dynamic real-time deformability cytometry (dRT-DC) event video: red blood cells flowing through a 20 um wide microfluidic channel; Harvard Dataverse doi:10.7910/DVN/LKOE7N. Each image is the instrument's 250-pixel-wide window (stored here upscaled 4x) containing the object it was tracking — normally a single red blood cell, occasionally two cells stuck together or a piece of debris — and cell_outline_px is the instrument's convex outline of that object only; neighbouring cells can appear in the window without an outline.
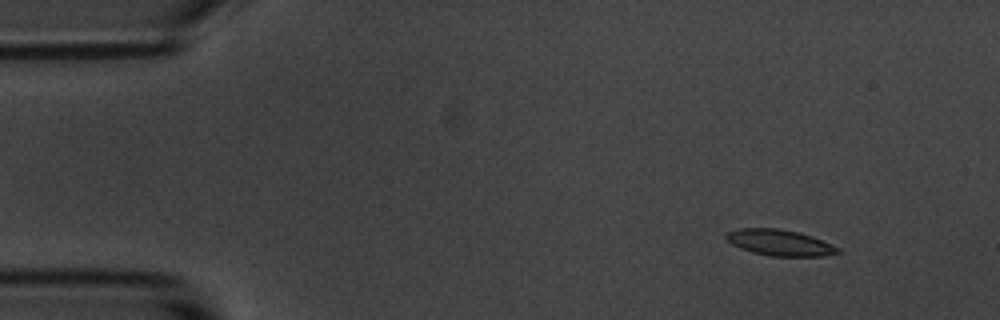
{"species": "common noctule bat (a hibernating species)", "species_latin": "Nyctalus noctula", "temperature_condition": "room temperature", "stored_images_in_passage": 4, "camera_frame_rate_fps": 3000, "um_per_image_px": 0.085, "animal": {"sex": "male", "body_mass_g": 20.1, "forearm_length_mm": 53.5}, "frame": {"image": 1, "passage_image": 1, "time_ms": 0.0, "image_size_px": [1000, 320], "cell_outline_px": [[844, 252], [824, 256], [772, 256], [752, 252], [740, 248], [732, 244], [724, 236], [728, 232], [736, 228], [776, 228], [800, 232], [812, 236], [840, 248]], "centroid_in_image_um": [66.3, 20.62], "position_along_channel_um": 18.7, "area_um2": 17.05}}